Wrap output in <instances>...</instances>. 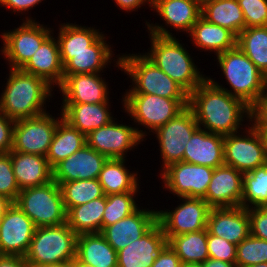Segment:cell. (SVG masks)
<instances>
[{"label": "cell", "mask_w": 267, "mask_h": 267, "mask_svg": "<svg viewBox=\"0 0 267 267\" xmlns=\"http://www.w3.org/2000/svg\"><path fill=\"white\" fill-rule=\"evenodd\" d=\"M188 106L199 128L210 133L222 136L234 134L244 130L243 121L250 122V107L241 99L216 87L208 78L189 94Z\"/></svg>", "instance_id": "6da1fadb"}, {"label": "cell", "mask_w": 267, "mask_h": 267, "mask_svg": "<svg viewBox=\"0 0 267 267\" xmlns=\"http://www.w3.org/2000/svg\"><path fill=\"white\" fill-rule=\"evenodd\" d=\"M9 69L6 86L0 95V112L15 121L46 113V102L53 97L54 88L21 68Z\"/></svg>", "instance_id": "7a4b0ae2"}, {"label": "cell", "mask_w": 267, "mask_h": 267, "mask_svg": "<svg viewBox=\"0 0 267 267\" xmlns=\"http://www.w3.org/2000/svg\"><path fill=\"white\" fill-rule=\"evenodd\" d=\"M150 48L145 56L166 75L178 83L188 94L208 76L201 74L194 57L175 36H157L149 33ZM192 57V58H191Z\"/></svg>", "instance_id": "3957f363"}, {"label": "cell", "mask_w": 267, "mask_h": 267, "mask_svg": "<svg viewBox=\"0 0 267 267\" xmlns=\"http://www.w3.org/2000/svg\"><path fill=\"white\" fill-rule=\"evenodd\" d=\"M119 56V57H118ZM113 61L129 75L132 85L124 94H150L171 99H189V94L158 68L144 53L121 54ZM133 86V87H132Z\"/></svg>", "instance_id": "277c9868"}, {"label": "cell", "mask_w": 267, "mask_h": 267, "mask_svg": "<svg viewBox=\"0 0 267 267\" xmlns=\"http://www.w3.org/2000/svg\"><path fill=\"white\" fill-rule=\"evenodd\" d=\"M217 64L227 80L228 88L207 77L216 87L223 89L231 96L237 97L251 107L265 93V76L256 65L236 46L216 55ZM219 83V84H218Z\"/></svg>", "instance_id": "5b68a950"}, {"label": "cell", "mask_w": 267, "mask_h": 267, "mask_svg": "<svg viewBox=\"0 0 267 267\" xmlns=\"http://www.w3.org/2000/svg\"><path fill=\"white\" fill-rule=\"evenodd\" d=\"M77 236L67 223L37 227L24 258L30 267L72 261L76 257Z\"/></svg>", "instance_id": "8992f818"}, {"label": "cell", "mask_w": 267, "mask_h": 267, "mask_svg": "<svg viewBox=\"0 0 267 267\" xmlns=\"http://www.w3.org/2000/svg\"><path fill=\"white\" fill-rule=\"evenodd\" d=\"M15 203L36 228L66 223L61 188L54 180L44 185L22 189Z\"/></svg>", "instance_id": "52a82bcc"}, {"label": "cell", "mask_w": 267, "mask_h": 267, "mask_svg": "<svg viewBox=\"0 0 267 267\" xmlns=\"http://www.w3.org/2000/svg\"><path fill=\"white\" fill-rule=\"evenodd\" d=\"M121 100L123 110L131 120L138 126H144L150 133L189 105V99H171L150 94H124Z\"/></svg>", "instance_id": "ba28073f"}, {"label": "cell", "mask_w": 267, "mask_h": 267, "mask_svg": "<svg viewBox=\"0 0 267 267\" xmlns=\"http://www.w3.org/2000/svg\"><path fill=\"white\" fill-rule=\"evenodd\" d=\"M22 19L23 23L13 30L1 33V54L9 68H22L54 30L40 24L33 17Z\"/></svg>", "instance_id": "9c48e42d"}, {"label": "cell", "mask_w": 267, "mask_h": 267, "mask_svg": "<svg viewBox=\"0 0 267 267\" xmlns=\"http://www.w3.org/2000/svg\"><path fill=\"white\" fill-rule=\"evenodd\" d=\"M116 119L86 135V144L108 159H126L127 152L147 140L148 132L138 126L120 124Z\"/></svg>", "instance_id": "30bf717a"}, {"label": "cell", "mask_w": 267, "mask_h": 267, "mask_svg": "<svg viewBox=\"0 0 267 267\" xmlns=\"http://www.w3.org/2000/svg\"><path fill=\"white\" fill-rule=\"evenodd\" d=\"M248 124L243 132L224 136V163L242 173L267 163L262 135L251 122Z\"/></svg>", "instance_id": "8fae6325"}, {"label": "cell", "mask_w": 267, "mask_h": 267, "mask_svg": "<svg viewBox=\"0 0 267 267\" xmlns=\"http://www.w3.org/2000/svg\"><path fill=\"white\" fill-rule=\"evenodd\" d=\"M198 128L195 115L187 106L153 132L160 146L158 150L162 158L161 171L172 163L183 161L185 145Z\"/></svg>", "instance_id": "7c38bea8"}, {"label": "cell", "mask_w": 267, "mask_h": 267, "mask_svg": "<svg viewBox=\"0 0 267 267\" xmlns=\"http://www.w3.org/2000/svg\"><path fill=\"white\" fill-rule=\"evenodd\" d=\"M49 112L15 121L11 151L47 156L58 122Z\"/></svg>", "instance_id": "4fadbf2b"}, {"label": "cell", "mask_w": 267, "mask_h": 267, "mask_svg": "<svg viewBox=\"0 0 267 267\" xmlns=\"http://www.w3.org/2000/svg\"><path fill=\"white\" fill-rule=\"evenodd\" d=\"M213 172L211 167L181 161L168 165L159 174L162 188L174 196L203 198Z\"/></svg>", "instance_id": "5bb4252c"}, {"label": "cell", "mask_w": 267, "mask_h": 267, "mask_svg": "<svg viewBox=\"0 0 267 267\" xmlns=\"http://www.w3.org/2000/svg\"><path fill=\"white\" fill-rule=\"evenodd\" d=\"M177 207L172 210H159L158 222L166 237L207 229L211 207L203 198L179 197Z\"/></svg>", "instance_id": "9a60e30c"}, {"label": "cell", "mask_w": 267, "mask_h": 267, "mask_svg": "<svg viewBox=\"0 0 267 267\" xmlns=\"http://www.w3.org/2000/svg\"><path fill=\"white\" fill-rule=\"evenodd\" d=\"M151 9L158 13L157 15L165 22L162 26L150 22L145 23L148 33L157 36H173L168 30L175 29L176 31L186 32L191 31L194 24L201 17V6L192 0H152ZM169 26V27H168ZM167 27V28H165Z\"/></svg>", "instance_id": "2e32d148"}, {"label": "cell", "mask_w": 267, "mask_h": 267, "mask_svg": "<svg viewBox=\"0 0 267 267\" xmlns=\"http://www.w3.org/2000/svg\"><path fill=\"white\" fill-rule=\"evenodd\" d=\"M35 229L32 220L12 202L0 218V255L24 257Z\"/></svg>", "instance_id": "e0dca14e"}, {"label": "cell", "mask_w": 267, "mask_h": 267, "mask_svg": "<svg viewBox=\"0 0 267 267\" xmlns=\"http://www.w3.org/2000/svg\"><path fill=\"white\" fill-rule=\"evenodd\" d=\"M156 210L139 207L135 212L116 223L106 226L101 230V234L115 251H119L128 246L132 241H136L146 234L157 222L158 213Z\"/></svg>", "instance_id": "ac0fdd59"}, {"label": "cell", "mask_w": 267, "mask_h": 267, "mask_svg": "<svg viewBox=\"0 0 267 267\" xmlns=\"http://www.w3.org/2000/svg\"><path fill=\"white\" fill-rule=\"evenodd\" d=\"M101 73H82L66 76L58 87L62 103H110L108 82Z\"/></svg>", "instance_id": "d6986e66"}, {"label": "cell", "mask_w": 267, "mask_h": 267, "mask_svg": "<svg viewBox=\"0 0 267 267\" xmlns=\"http://www.w3.org/2000/svg\"><path fill=\"white\" fill-rule=\"evenodd\" d=\"M243 193V173L228 165L214 169L203 199L211 208L239 207Z\"/></svg>", "instance_id": "ffe728a7"}, {"label": "cell", "mask_w": 267, "mask_h": 267, "mask_svg": "<svg viewBox=\"0 0 267 267\" xmlns=\"http://www.w3.org/2000/svg\"><path fill=\"white\" fill-rule=\"evenodd\" d=\"M107 157L87 144L53 168V180L63 182L98 179Z\"/></svg>", "instance_id": "44dd1931"}, {"label": "cell", "mask_w": 267, "mask_h": 267, "mask_svg": "<svg viewBox=\"0 0 267 267\" xmlns=\"http://www.w3.org/2000/svg\"><path fill=\"white\" fill-rule=\"evenodd\" d=\"M105 39L107 38L102 33L91 44V51L60 52L63 77L72 74L103 73L106 65L108 67L114 57L112 47Z\"/></svg>", "instance_id": "7402d4cb"}, {"label": "cell", "mask_w": 267, "mask_h": 267, "mask_svg": "<svg viewBox=\"0 0 267 267\" xmlns=\"http://www.w3.org/2000/svg\"><path fill=\"white\" fill-rule=\"evenodd\" d=\"M207 230L211 235L238 245L251 234L248 208L241 206L211 208Z\"/></svg>", "instance_id": "603a6c76"}, {"label": "cell", "mask_w": 267, "mask_h": 267, "mask_svg": "<svg viewBox=\"0 0 267 267\" xmlns=\"http://www.w3.org/2000/svg\"><path fill=\"white\" fill-rule=\"evenodd\" d=\"M167 244L157 222L146 234L117 252V267H152L156 256Z\"/></svg>", "instance_id": "cb8c5ba5"}, {"label": "cell", "mask_w": 267, "mask_h": 267, "mask_svg": "<svg viewBox=\"0 0 267 267\" xmlns=\"http://www.w3.org/2000/svg\"><path fill=\"white\" fill-rule=\"evenodd\" d=\"M224 136L198 128L185 145L183 162L208 166L224 165Z\"/></svg>", "instance_id": "d4e9b609"}, {"label": "cell", "mask_w": 267, "mask_h": 267, "mask_svg": "<svg viewBox=\"0 0 267 267\" xmlns=\"http://www.w3.org/2000/svg\"><path fill=\"white\" fill-rule=\"evenodd\" d=\"M53 36L52 33L21 69L44 79L53 88H58L64 79L63 65L58 40Z\"/></svg>", "instance_id": "484cf974"}, {"label": "cell", "mask_w": 267, "mask_h": 267, "mask_svg": "<svg viewBox=\"0 0 267 267\" xmlns=\"http://www.w3.org/2000/svg\"><path fill=\"white\" fill-rule=\"evenodd\" d=\"M111 103H62V117L85 136L113 120Z\"/></svg>", "instance_id": "4316f807"}, {"label": "cell", "mask_w": 267, "mask_h": 267, "mask_svg": "<svg viewBox=\"0 0 267 267\" xmlns=\"http://www.w3.org/2000/svg\"><path fill=\"white\" fill-rule=\"evenodd\" d=\"M19 189L44 185L53 180V169L45 156L10 151Z\"/></svg>", "instance_id": "83f0119b"}, {"label": "cell", "mask_w": 267, "mask_h": 267, "mask_svg": "<svg viewBox=\"0 0 267 267\" xmlns=\"http://www.w3.org/2000/svg\"><path fill=\"white\" fill-rule=\"evenodd\" d=\"M192 43L202 51L214 52L215 55L237 46V36L229 29L208 22L202 16L188 33Z\"/></svg>", "instance_id": "f1b7e54d"}, {"label": "cell", "mask_w": 267, "mask_h": 267, "mask_svg": "<svg viewBox=\"0 0 267 267\" xmlns=\"http://www.w3.org/2000/svg\"><path fill=\"white\" fill-rule=\"evenodd\" d=\"M76 257L93 267H117V251L100 232L77 236Z\"/></svg>", "instance_id": "f546056e"}, {"label": "cell", "mask_w": 267, "mask_h": 267, "mask_svg": "<svg viewBox=\"0 0 267 267\" xmlns=\"http://www.w3.org/2000/svg\"><path fill=\"white\" fill-rule=\"evenodd\" d=\"M125 162L126 159L109 158L104 163L98 181L106 196L140 190L138 171L135 173L127 169Z\"/></svg>", "instance_id": "4dcf8cb0"}, {"label": "cell", "mask_w": 267, "mask_h": 267, "mask_svg": "<svg viewBox=\"0 0 267 267\" xmlns=\"http://www.w3.org/2000/svg\"><path fill=\"white\" fill-rule=\"evenodd\" d=\"M86 144V136L71 126L63 118L58 122L48 154L49 165L53 169Z\"/></svg>", "instance_id": "1f68e13d"}, {"label": "cell", "mask_w": 267, "mask_h": 267, "mask_svg": "<svg viewBox=\"0 0 267 267\" xmlns=\"http://www.w3.org/2000/svg\"><path fill=\"white\" fill-rule=\"evenodd\" d=\"M106 206V195L85 204L71 207L66 212V223L77 234L99 233Z\"/></svg>", "instance_id": "d6a6232c"}, {"label": "cell", "mask_w": 267, "mask_h": 267, "mask_svg": "<svg viewBox=\"0 0 267 267\" xmlns=\"http://www.w3.org/2000/svg\"><path fill=\"white\" fill-rule=\"evenodd\" d=\"M208 22L229 29L236 36L245 29V19L238 0H209L201 8Z\"/></svg>", "instance_id": "836d02e7"}, {"label": "cell", "mask_w": 267, "mask_h": 267, "mask_svg": "<svg viewBox=\"0 0 267 267\" xmlns=\"http://www.w3.org/2000/svg\"><path fill=\"white\" fill-rule=\"evenodd\" d=\"M167 244L176 252L182 263H203L209 258L207 229L166 237Z\"/></svg>", "instance_id": "e575fe53"}, {"label": "cell", "mask_w": 267, "mask_h": 267, "mask_svg": "<svg viewBox=\"0 0 267 267\" xmlns=\"http://www.w3.org/2000/svg\"><path fill=\"white\" fill-rule=\"evenodd\" d=\"M57 40L60 52L91 51V44L103 33L95 27L79 26L76 22L59 24Z\"/></svg>", "instance_id": "d590c367"}, {"label": "cell", "mask_w": 267, "mask_h": 267, "mask_svg": "<svg viewBox=\"0 0 267 267\" xmlns=\"http://www.w3.org/2000/svg\"><path fill=\"white\" fill-rule=\"evenodd\" d=\"M237 46L267 75V26L245 28L237 36Z\"/></svg>", "instance_id": "8d00e7d4"}, {"label": "cell", "mask_w": 267, "mask_h": 267, "mask_svg": "<svg viewBox=\"0 0 267 267\" xmlns=\"http://www.w3.org/2000/svg\"><path fill=\"white\" fill-rule=\"evenodd\" d=\"M63 204L66 212L71 208L104 197L103 188L98 179H85L60 184Z\"/></svg>", "instance_id": "74e56055"}, {"label": "cell", "mask_w": 267, "mask_h": 267, "mask_svg": "<svg viewBox=\"0 0 267 267\" xmlns=\"http://www.w3.org/2000/svg\"><path fill=\"white\" fill-rule=\"evenodd\" d=\"M241 207H267V163L243 173Z\"/></svg>", "instance_id": "f35d334b"}, {"label": "cell", "mask_w": 267, "mask_h": 267, "mask_svg": "<svg viewBox=\"0 0 267 267\" xmlns=\"http://www.w3.org/2000/svg\"><path fill=\"white\" fill-rule=\"evenodd\" d=\"M138 192L139 191H128L121 194H110L106 196L102 229L124 219L139 208L135 196Z\"/></svg>", "instance_id": "ab89813d"}, {"label": "cell", "mask_w": 267, "mask_h": 267, "mask_svg": "<svg viewBox=\"0 0 267 267\" xmlns=\"http://www.w3.org/2000/svg\"><path fill=\"white\" fill-rule=\"evenodd\" d=\"M265 262H267V240L250 234L237 245L236 265L238 267H249Z\"/></svg>", "instance_id": "60d3db41"}, {"label": "cell", "mask_w": 267, "mask_h": 267, "mask_svg": "<svg viewBox=\"0 0 267 267\" xmlns=\"http://www.w3.org/2000/svg\"><path fill=\"white\" fill-rule=\"evenodd\" d=\"M20 191L14 175L11 156L8 153H0V195L15 202Z\"/></svg>", "instance_id": "b9f144b4"}, {"label": "cell", "mask_w": 267, "mask_h": 267, "mask_svg": "<svg viewBox=\"0 0 267 267\" xmlns=\"http://www.w3.org/2000/svg\"><path fill=\"white\" fill-rule=\"evenodd\" d=\"M245 28L267 26V0H238Z\"/></svg>", "instance_id": "7bdbcfd3"}, {"label": "cell", "mask_w": 267, "mask_h": 267, "mask_svg": "<svg viewBox=\"0 0 267 267\" xmlns=\"http://www.w3.org/2000/svg\"><path fill=\"white\" fill-rule=\"evenodd\" d=\"M207 249L209 258L222 260L227 263H236L237 245L227 240L211 235L207 230Z\"/></svg>", "instance_id": "ee69618b"}, {"label": "cell", "mask_w": 267, "mask_h": 267, "mask_svg": "<svg viewBox=\"0 0 267 267\" xmlns=\"http://www.w3.org/2000/svg\"><path fill=\"white\" fill-rule=\"evenodd\" d=\"M251 235L267 240V207L248 208Z\"/></svg>", "instance_id": "f6af8a7d"}, {"label": "cell", "mask_w": 267, "mask_h": 267, "mask_svg": "<svg viewBox=\"0 0 267 267\" xmlns=\"http://www.w3.org/2000/svg\"><path fill=\"white\" fill-rule=\"evenodd\" d=\"M250 122L256 129H267V94H262L250 107Z\"/></svg>", "instance_id": "bcb514c9"}, {"label": "cell", "mask_w": 267, "mask_h": 267, "mask_svg": "<svg viewBox=\"0 0 267 267\" xmlns=\"http://www.w3.org/2000/svg\"><path fill=\"white\" fill-rule=\"evenodd\" d=\"M15 120L0 112V153H9L13 146Z\"/></svg>", "instance_id": "7dc6e473"}, {"label": "cell", "mask_w": 267, "mask_h": 267, "mask_svg": "<svg viewBox=\"0 0 267 267\" xmlns=\"http://www.w3.org/2000/svg\"><path fill=\"white\" fill-rule=\"evenodd\" d=\"M182 262L176 252L166 244L156 256L152 267H181Z\"/></svg>", "instance_id": "c3c4849f"}, {"label": "cell", "mask_w": 267, "mask_h": 267, "mask_svg": "<svg viewBox=\"0 0 267 267\" xmlns=\"http://www.w3.org/2000/svg\"><path fill=\"white\" fill-rule=\"evenodd\" d=\"M42 1L44 0H3L0 6L6 7L8 10L10 9V11L13 10L12 13L24 15L26 11L28 12L30 9H33V7L39 5Z\"/></svg>", "instance_id": "681fc988"}, {"label": "cell", "mask_w": 267, "mask_h": 267, "mask_svg": "<svg viewBox=\"0 0 267 267\" xmlns=\"http://www.w3.org/2000/svg\"><path fill=\"white\" fill-rule=\"evenodd\" d=\"M116 6L119 7L120 10H124L127 13L138 11V8H141V5H146V3L151 7L152 0H114Z\"/></svg>", "instance_id": "f907efd6"}, {"label": "cell", "mask_w": 267, "mask_h": 267, "mask_svg": "<svg viewBox=\"0 0 267 267\" xmlns=\"http://www.w3.org/2000/svg\"><path fill=\"white\" fill-rule=\"evenodd\" d=\"M0 267H30L23 256L0 255Z\"/></svg>", "instance_id": "816d5d0a"}, {"label": "cell", "mask_w": 267, "mask_h": 267, "mask_svg": "<svg viewBox=\"0 0 267 267\" xmlns=\"http://www.w3.org/2000/svg\"><path fill=\"white\" fill-rule=\"evenodd\" d=\"M203 267H238L236 263H227L222 260L208 258L202 263Z\"/></svg>", "instance_id": "f5cc1de1"}, {"label": "cell", "mask_w": 267, "mask_h": 267, "mask_svg": "<svg viewBox=\"0 0 267 267\" xmlns=\"http://www.w3.org/2000/svg\"><path fill=\"white\" fill-rule=\"evenodd\" d=\"M12 204V201L7 197L0 195V216H3L7 208Z\"/></svg>", "instance_id": "db71d44e"}, {"label": "cell", "mask_w": 267, "mask_h": 267, "mask_svg": "<svg viewBox=\"0 0 267 267\" xmlns=\"http://www.w3.org/2000/svg\"><path fill=\"white\" fill-rule=\"evenodd\" d=\"M39 267H75L74 260L69 261V262H63L59 264H53V265H44V266H39Z\"/></svg>", "instance_id": "11a10c76"}, {"label": "cell", "mask_w": 267, "mask_h": 267, "mask_svg": "<svg viewBox=\"0 0 267 267\" xmlns=\"http://www.w3.org/2000/svg\"><path fill=\"white\" fill-rule=\"evenodd\" d=\"M260 134L262 135L264 145H265V156H266V161H267V129H257Z\"/></svg>", "instance_id": "9f6ffc18"}, {"label": "cell", "mask_w": 267, "mask_h": 267, "mask_svg": "<svg viewBox=\"0 0 267 267\" xmlns=\"http://www.w3.org/2000/svg\"><path fill=\"white\" fill-rule=\"evenodd\" d=\"M75 267H93L91 264L81 262L77 257L74 259Z\"/></svg>", "instance_id": "6f0895ef"}, {"label": "cell", "mask_w": 267, "mask_h": 267, "mask_svg": "<svg viewBox=\"0 0 267 267\" xmlns=\"http://www.w3.org/2000/svg\"><path fill=\"white\" fill-rule=\"evenodd\" d=\"M181 267H203V266L202 263H195V264L182 263Z\"/></svg>", "instance_id": "680465c9"}, {"label": "cell", "mask_w": 267, "mask_h": 267, "mask_svg": "<svg viewBox=\"0 0 267 267\" xmlns=\"http://www.w3.org/2000/svg\"><path fill=\"white\" fill-rule=\"evenodd\" d=\"M192 1L198 3V4L202 7V6H203L205 3H207L209 0H192Z\"/></svg>", "instance_id": "91938a15"}, {"label": "cell", "mask_w": 267, "mask_h": 267, "mask_svg": "<svg viewBox=\"0 0 267 267\" xmlns=\"http://www.w3.org/2000/svg\"><path fill=\"white\" fill-rule=\"evenodd\" d=\"M249 267H267V262H265V263H259V264L252 265V266H249Z\"/></svg>", "instance_id": "94428289"}, {"label": "cell", "mask_w": 267, "mask_h": 267, "mask_svg": "<svg viewBox=\"0 0 267 267\" xmlns=\"http://www.w3.org/2000/svg\"><path fill=\"white\" fill-rule=\"evenodd\" d=\"M265 93L267 94V75L265 76Z\"/></svg>", "instance_id": "6125c7cd"}]
</instances>
